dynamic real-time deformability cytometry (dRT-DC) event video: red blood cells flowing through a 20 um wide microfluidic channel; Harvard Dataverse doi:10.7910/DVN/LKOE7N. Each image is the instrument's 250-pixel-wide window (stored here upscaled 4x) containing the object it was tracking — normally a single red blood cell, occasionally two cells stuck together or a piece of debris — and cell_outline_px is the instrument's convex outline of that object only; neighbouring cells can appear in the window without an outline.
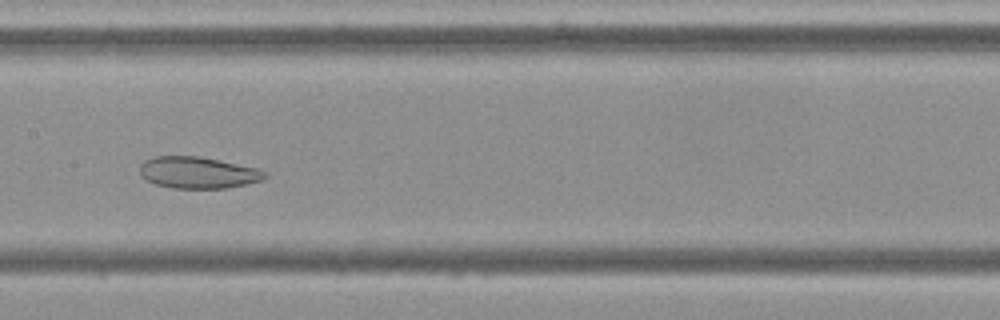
{"species": "Egyptian fruit bat (a non-hibernating species)", "species_latin": "Rousettus aegyptiacus", "temperature_condition": "cold", "stored_images_in_passage": 49, "camera_frame_rate_fps": 3000, "um_per_image_px": 0.085, "frame": {"image": 1, "passage_image": 20, "time_ms": 6.333, "image_size_px": [1000, 320], "cell_outline_px": [[268, 176], [260, 180], [228, 188], [172, 188], [156, 184], [144, 180], [140, 176], [140, 164], [144, 160], [156, 156], [200, 156], [256, 168], [268, 172]], "centroid_in_image_um": [16.78, 14.67], "position_along_channel_um": 190.6, "area_um2": 23.06}}
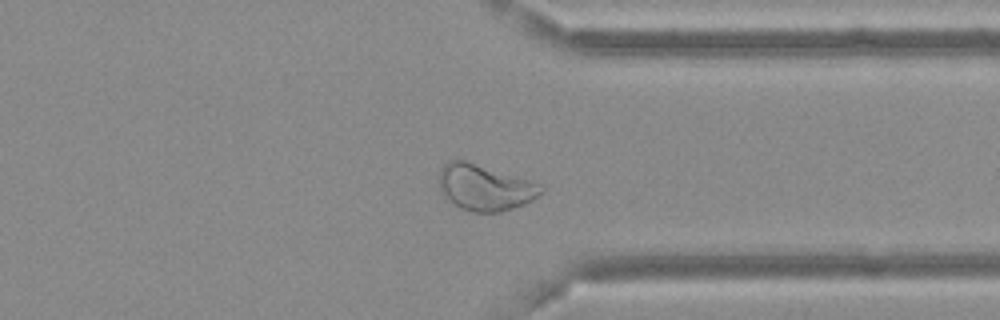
{"frame": {"image": 2, "passage_image": 35, "time_ms": 11.333, "image_size_px": [1000, 320], "cell_outline_px": [[544, 192], [532, 200], [524, 204], [500, 212], [472, 212], [460, 208], [444, 196], [440, 188], [440, 168], [448, 160], [464, 160], [544, 184]], "centroid_in_image_um": [41.25, 15.93], "position_along_channel_um": 370.2, "area_um2": 27.34}}
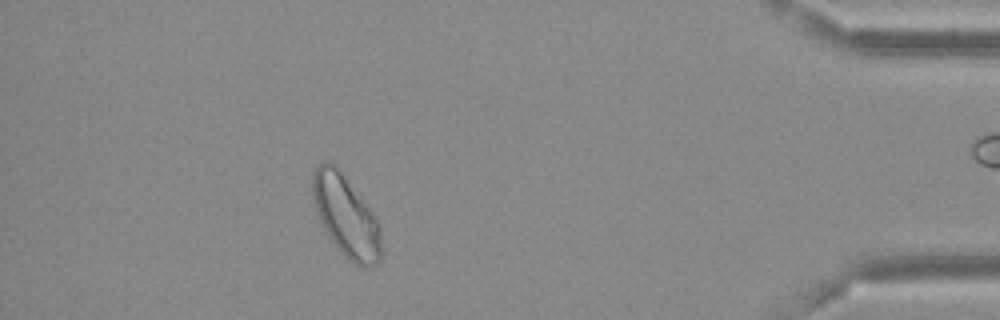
{"frame": {"image": 3, "passage_image": 42, "time_ms": 13.667, "image_size_px": [1000, 320], "cell_outline_px": [[380, 260], [376, 264], [368, 268], [360, 268], [348, 260], [340, 252], [324, 228], [320, 220], [316, 208], [312, 192], [312, 172], [316, 164], [328, 160], [336, 164], [372, 212], [380, 228]], "centroid_in_image_um": [29.38, 18.35], "position_along_channel_um": 405.8, "area_um2": 32.43}, "authors_computed_cell_mechanics": {"area_um2": 29.8248, "velocity_mm_per_s": 3.6231, "shape_relaxation_time_tau1_ms": null, "shape_relaxation_time_tau2_ms": 2.0386, "deformation_change_tau1": null, "deformation_change_tau2": 0.0739}}